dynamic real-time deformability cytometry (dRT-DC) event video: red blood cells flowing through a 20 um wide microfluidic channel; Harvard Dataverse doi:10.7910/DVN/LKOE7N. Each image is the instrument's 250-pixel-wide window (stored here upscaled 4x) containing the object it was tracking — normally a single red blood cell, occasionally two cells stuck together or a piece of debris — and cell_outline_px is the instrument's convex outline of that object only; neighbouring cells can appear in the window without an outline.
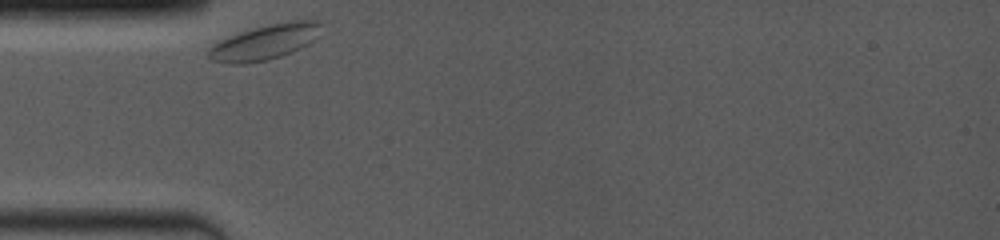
{"species": "common noctule bat (a hibernating species)", "species_latin": "Nyctalus noctula", "temperature_condition": "room temperature", "stored_images_in_passage": 50, "camera_frame_rate_fps": 4000, "um_per_image_px": 0.085, "animal": {"sex": "female", "body_mass_g": 19.0, "forearm_length_mm": 53.3}, "frame": {"image": 1, "passage_image": 1, "time_ms": 0.0, "image_size_px": [1000, 240], "cell_outline_px": [[320, 24], [312, 40], [308, 44], [292, 52], [268, 60], [244, 64], [232, 64], [212, 60], [208, 56], [208, 48], [220, 40], [268, 24], [288, 20], [320, 20]], "centroid_in_image_um": [22.49, 3.59], "position_along_channel_um": 62.5, "area_um2": 22.54}}
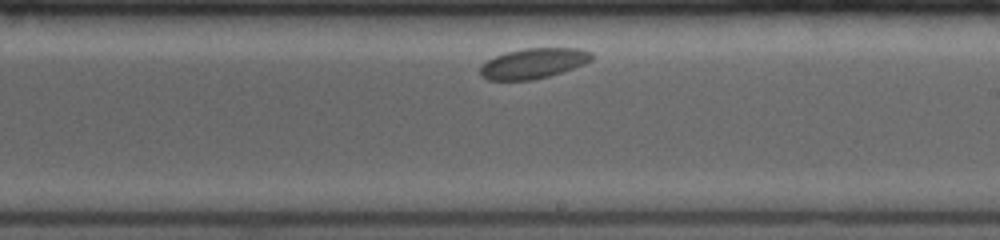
{"frame": {"image": 2, "passage_image": 27, "time_ms": 5.25, "image_size_px": [1000, 240], "cell_outline_px": [[592, 60], [584, 64], [548, 76], [532, 80], [488, 80], [480, 76], [480, 64], [496, 56], [508, 52], [524, 48], [580, 48], [588, 52], [592, 56]], "centroid_in_image_um": [45.29, 5.39], "position_along_channel_um": 243.7, "area_um2": 19.48}}
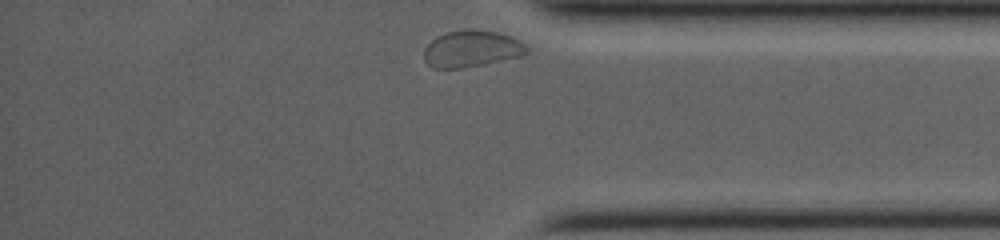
{"frame": {"image": 3, "passage_image": 50, "time_ms": 9.5, "image_size_px": [1000, 240], "cell_outline_px": [[528, 52], [524, 56], [460, 68], [432, 68], [424, 60], [424, 48], [436, 36], [448, 32], [464, 28], [476, 28], [496, 32], [520, 40], [528, 48]], "centroid_in_image_um": [40.08, 4.13], "position_along_channel_um": 395.1, "area_um2": 22.08}}